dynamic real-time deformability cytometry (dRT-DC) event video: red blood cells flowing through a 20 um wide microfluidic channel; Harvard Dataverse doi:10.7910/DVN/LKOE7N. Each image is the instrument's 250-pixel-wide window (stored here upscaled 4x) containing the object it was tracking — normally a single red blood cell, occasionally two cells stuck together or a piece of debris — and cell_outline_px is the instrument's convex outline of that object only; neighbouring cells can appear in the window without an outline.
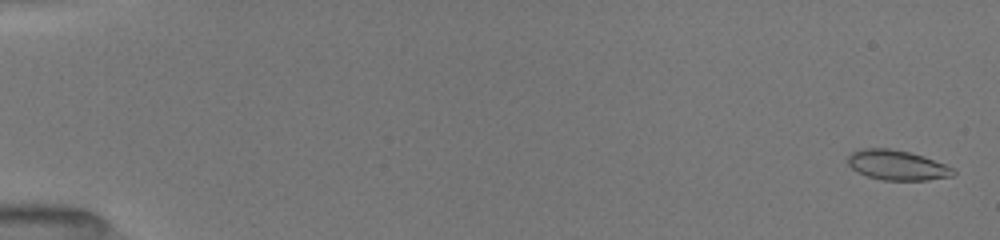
{"species": "common noctule bat (a hibernating species)", "species_latin": "Nyctalus noctula", "temperature_condition": "room temperature", "stored_images_in_passage": 53, "camera_frame_rate_fps": 3000, "um_per_image_px": 0.085, "animal": {"sex": "female", "body_mass_g": 19.5, "forearm_length_mm": 54.1}, "frame": {"image": 1, "passage_image": 2, "time_ms": 0.333, "image_size_px": [1000, 240], "cell_outline_px": [[956, 172], [952, 176], [928, 180], [880, 180], [856, 172], [848, 164], [848, 156], [852, 152], [864, 148], [888, 148], [908, 152], [924, 156], [956, 168]], "centroid_in_image_um": [76.28, 14.04], "position_along_channel_um": 8.7, "area_um2": 18.5}}
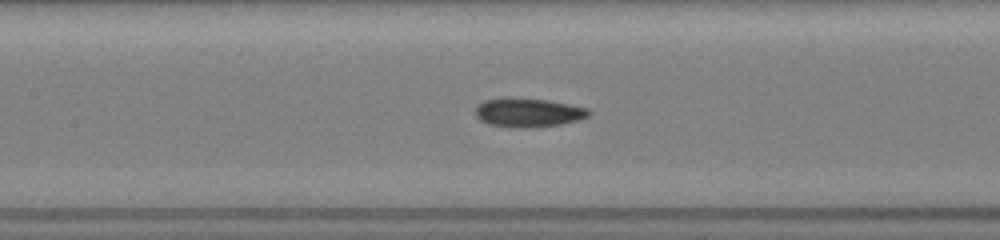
{"frame": {"image": 2, "passage_image": 26, "time_ms": 8.333, "image_size_px": [1000, 240], "cell_outline_px": [[592, 112], [588, 116], [580, 120], [560, 124], [536, 128], [520, 128], [488, 124], [480, 120], [476, 116], [476, 104], [484, 100], [504, 96], [508, 96], [548, 100], [588, 108]], "centroid_in_image_um": [44.88, 9.55], "position_along_channel_um": 162.5, "area_um2": 19.59}}
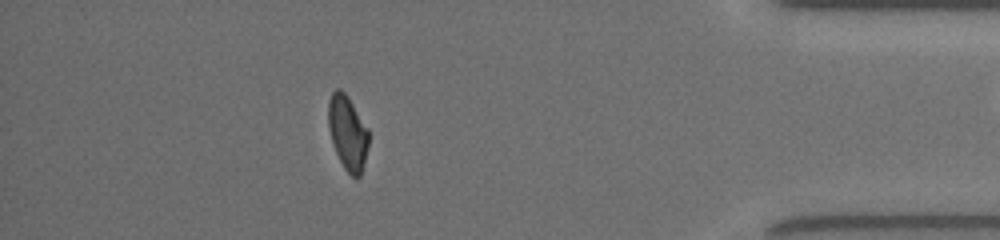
{"frame": {"image": 3, "passage_image": 47, "time_ms": 15.333, "image_size_px": [1000, 240], "cell_outline_px": [[368, 144], [360, 176], [352, 176], [344, 168], [332, 144], [328, 128], [328, 100], [332, 92], [336, 88], [340, 88], [348, 96], [368, 128]], "centroid_in_image_um": [29.52, 11.23], "position_along_channel_um": 405.7, "area_um2": 17.4}, "authors_computed_cell_mechanics": {"area_um2": 18.4382, "velocity_mm_per_s": 4.0301, "shape_relaxation_time_tau1_ms": null, "shape_relaxation_time_tau2_ms": 4.0212, "deformation_change_tau1": null, "deformation_change_tau2": 0.0898}}